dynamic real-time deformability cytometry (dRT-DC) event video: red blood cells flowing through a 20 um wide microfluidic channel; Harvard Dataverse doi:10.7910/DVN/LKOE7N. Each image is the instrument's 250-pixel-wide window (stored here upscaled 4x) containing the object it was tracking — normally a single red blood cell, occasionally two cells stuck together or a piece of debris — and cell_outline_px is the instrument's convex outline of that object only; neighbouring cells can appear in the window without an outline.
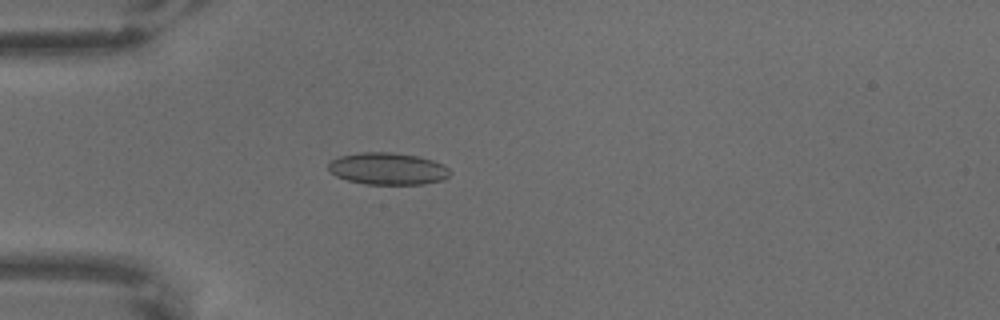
{"species": "common noctule bat (a hibernating species)", "species_latin": "Nyctalus noctula", "temperature_condition": "warm", "stored_images_in_passage": 6, "camera_frame_rate_fps": 3000, "um_per_image_px": 0.085, "animal": {"sex": "male", "body_mass_g": 18.8}, "frame": {"image": 1, "passage_image": 4, "time_ms": 1.0, "image_size_px": [1000, 320], "cell_outline_px": [[452, 172], [444, 180], [424, 184], [364, 184], [348, 180], [336, 176], [328, 168], [328, 164], [332, 160], [340, 156], [360, 152], [392, 152], [416, 156], [432, 160], [444, 164]], "centroid_in_image_um": [32.99, 14.34], "position_along_channel_um": 52.0, "area_um2": 22.72}}